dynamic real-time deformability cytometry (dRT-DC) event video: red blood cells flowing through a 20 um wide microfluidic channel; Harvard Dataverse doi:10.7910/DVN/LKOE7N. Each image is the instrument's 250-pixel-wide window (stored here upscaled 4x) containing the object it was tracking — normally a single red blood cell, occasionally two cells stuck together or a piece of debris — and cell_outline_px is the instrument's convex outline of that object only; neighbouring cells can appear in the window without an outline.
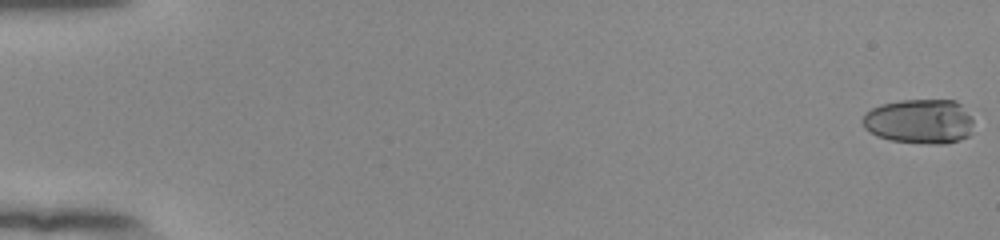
{"species": "human", "species_latin": "Homo sapiens", "temperature_condition": "room temperature", "stored_images_in_passage": 44, "camera_frame_rate_fps": 3000, "um_per_image_px": 0.085, "donor": {"sex": "female"}, "frame": {"image": 1, "passage_image": 1, "time_ms": 0.0, "image_size_px": [1000, 240], "cell_outline_px": [[968, 120], [964, 136], [956, 140], [896, 140], [880, 136], [872, 132], [864, 124], [864, 116], [868, 112], [884, 104], [908, 100], [952, 100], [956, 104]], "centroid_in_image_um": [78.02, 10.25], "position_along_channel_um": 7.0, "area_um2": 25.55}}
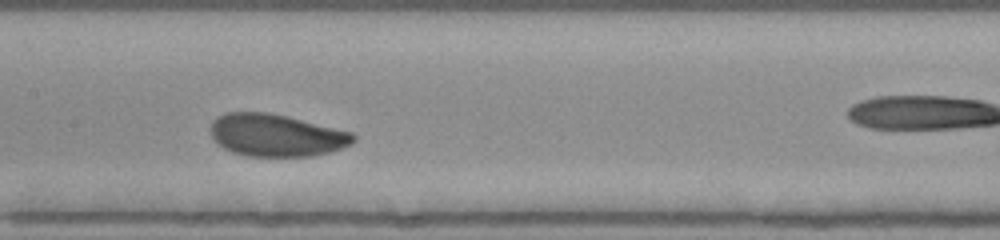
{"frame": {"image": 2, "passage_image": 25, "time_ms": 8.0, "image_size_px": [1000, 240], "cell_outline_px": [[352, 140], [348, 144], [336, 148], [320, 152], [296, 156], [260, 156], [240, 152], [228, 148], [216, 140], [212, 132], [212, 124], [220, 116], [236, 112], [256, 112], [280, 116], [348, 132], [352, 136]], "centroid_in_image_um": [23.41, 11.49], "position_along_channel_um": 184.0, "area_um2": 32.19}}
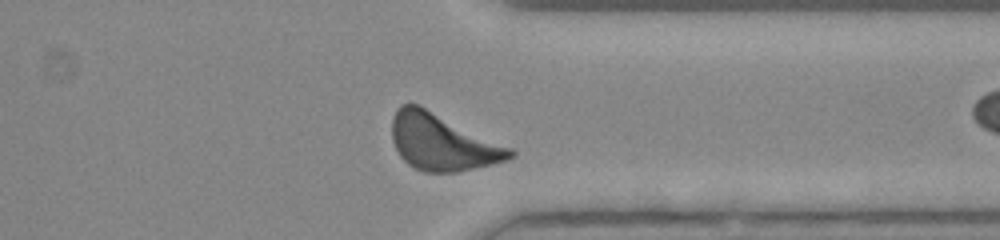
{"frame": {"image": 3, "passage_image": 40, "time_ms": 13.0, "image_size_px": [1000, 240], "cell_outline_px": [[512, 156], [500, 160], [468, 168], [448, 172], [428, 172], [416, 168], [396, 148], [392, 136], [392, 120], [396, 112], [404, 104], [416, 104], [512, 152]], "centroid_in_image_um": [37.43, 12.08], "position_along_channel_um": 374.0, "area_um2": 35.32}, "authors_computed_cell_mechanics": {"area_um2": 31.4721, "velocity_mm_per_s": 3.815, "shape_relaxation_time_tau1_ms": 3.2688, "shape_relaxation_time_tau2_ms": 4.4779, "deformation_change_tau1": 0.1242, "deformation_change_tau2": 0.1063}}